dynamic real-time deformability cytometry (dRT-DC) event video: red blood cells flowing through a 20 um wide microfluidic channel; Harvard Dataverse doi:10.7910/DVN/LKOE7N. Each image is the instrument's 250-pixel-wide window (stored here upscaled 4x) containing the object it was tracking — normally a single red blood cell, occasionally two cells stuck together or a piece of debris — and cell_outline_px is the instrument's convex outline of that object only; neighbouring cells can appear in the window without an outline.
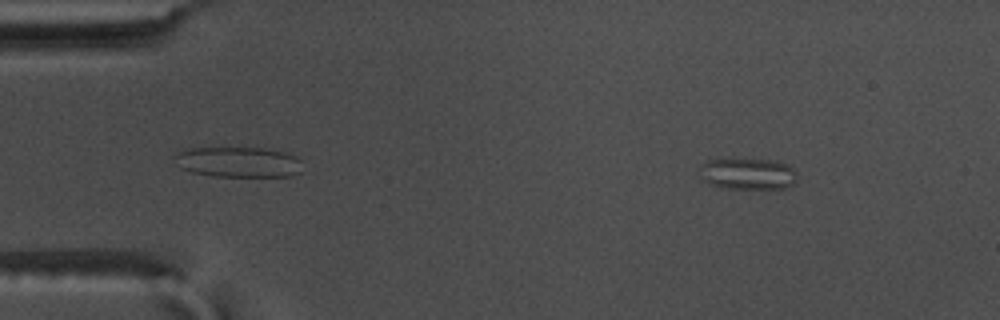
{"species": "common noctule bat (a hibernating species)", "species_latin": "Nyctalus noctula", "temperature_condition": "warm", "stored_images_in_passage": 53, "camera_frame_rate_fps": 3000, "um_per_image_px": 0.085, "animal": {"sex": "male", "body_mass_g": 17.5, "forearm_length_mm": 52.3}, "frame": {"image": 1, "passage_image": 4, "time_ms": 1.0, "image_size_px": [1000, 320], "cell_outline_px": [[796, 180], [792, 184], [784, 188], [728, 188], [712, 184], [704, 180], [700, 168], [700, 164], [708, 160], [772, 160], [788, 164], [796, 172]], "centroid_in_image_um": [63.6, 14.77], "position_along_channel_um": 21.4, "area_um2": 17.34}}
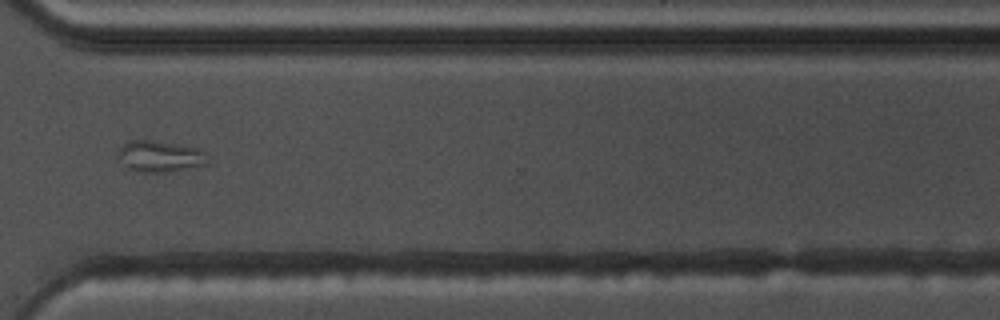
{"frame": {"image": 2, "passage_image": 39, "time_ms": 12.667, "image_size_px": [1000, 320], "cell_outline_px": [[204, 164], [164, 172], [140, 172], [128, 168], [116, 156], [120, 148], [124, 144], [132, 140], [152, 140], [200, 148], [204, 152]], "centroid_in_image_um": [13.51, 13.27], "position_along_channel_um": 357.1, "area_um2": 15.84}}
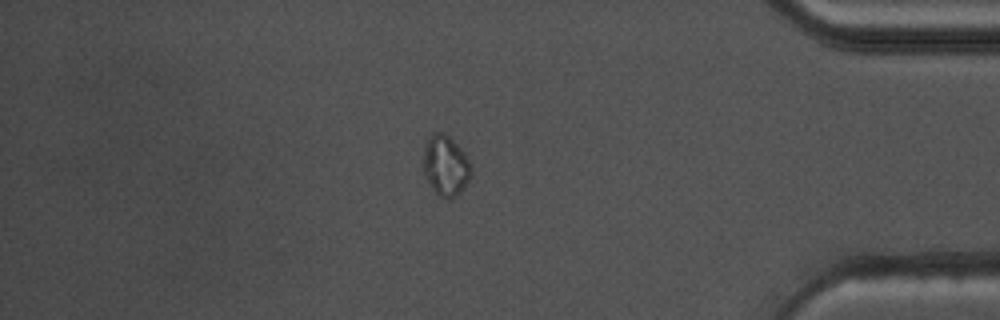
{"frame": {"image": 3, "passage_image": 45, "time_ms": 14.667, "image_size_px": [1000, 320], "cell_outline_px": [[472, 176], [460, 192], [452, 200], [440, 196], [432, 188], [424, 176], [424, 148], [432, 132], [444, 132], [464, 152], [468, 160], [472, 172]], "centroid_in_image_um": [37.88, 14.09], "position_along_channel_um": 397.3, "area_um2": 16.7}, "authors_computed_cell_mechanics": {"area_um2": 15.0858, "velocity_mm_per_s": 3.624, "shape_relaxation_time_tau1_ms": null, "shape_relaxation_time_tau2_ms": 1.9012, "deformation_change_tau1": null, "deformation_change_tau2": 0.0686}}